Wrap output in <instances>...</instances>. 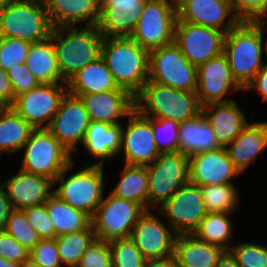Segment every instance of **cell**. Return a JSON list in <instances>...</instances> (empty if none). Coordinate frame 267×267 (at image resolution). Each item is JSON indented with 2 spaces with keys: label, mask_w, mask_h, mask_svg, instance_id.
<instances>
[{
  "label": "cell",
  "mask_w": 267,
  "mask_h": 267,
  "mask_svg": "<svg viewBox=\"0 0 267 267\" xmlns=\"http://www.w3.org/2000/svg\"><path fill=\"white\" fill-rule=\"evenodd\" d=\"M121 177L110 191L116 197L141 204L147 210L148 171L145 165L124 164Z\"/></svg>",
  "instance_id": "obj_34"
},
{
  "label": "cell",
  "mask_w": 267,
  "mask_h": 267,
  "mask_svg": "<svg viewBox=\"0 0 267 267\" xmlns=\"http://www.w3.org/2000/svg\"><path fill=\"white\" fill-rule=\"evenodd\" d=\"M67 92V83H40L16 96L11 107L34 129L48 128Z\"/></svg>",
  "instance_id": "obj_12"
},
{
  "label": "cell",
  "mask_w": 267,
  "mask_h": 267,
  "mask_svg": "<svg viewBox=\"0 0 267 267\" xmlns=\"http://www.w3.org/2000/svg\"><path fill=\"white\" fill-rule=\"evenodd\" d=\"M266 21H241L226 33L224 53L233 77L243 89L267 63V60L263 59V54L267 53L264 39V32L267 31Z\"/></svg>",
  "instance_id": "obj_1"
},
{
  "label": "cell",
  "mask_w": 267,
  "mask_h": 267,
  "mask_svg": "<svg viewBox=\"0 0 267 267\" xmlns=\"http://www.w3.org/2000/svg\"><path fill=\"white\" fill-rule=\"evenodd\" d=\"M4 230L29 250L41 240L22 210H12Z\"/></svg>",
  "instance_id": "obj_41"
},
{
  "label": "cell",
  "mask_w": 267,
  "mask_h": 267,
  "mask_svg": "<svg viewBox=\"0 0 267 267\" xmlns=\"http://www.w3.org/2000/svg\"><path fill=\"white\" fill-rule=\"evenodd\" d=\"M135 109L143 116L167 118L178 122L201 113L195 91H185L147 80L134 97Z\"/></svg>",
  "instance_id": "obj_4"
},
{
  "label": "cell",
  "mask_w": 267,
  "mask_h": 267,
  "mask_svg": "<svg viewBox=\"0 0 267 267\" xmlns=\"http://www.w3.org/2000/svg\"><path fill=\"white\" fill-rule=\"evenodd\" d=\"M148 80L175 89L196 91L197 67L185 58L173 42L149 51Z\"/></svg>",
  "instance_id": "obj_11"
},
{
  "label": "cell",
  "mask_w": 267,
  "mask_h": 267,
  "mask_svg": "<svg viewBox=\"0 0 267 267\" xmlns=\"http://www.w3.org/2000/svg\"><path fill=\"white\" fill-rule=\"evenodd\" d=\"M0 267H21V264L15 261H10L0 256Z\"/></svg>",
  "instance_id": "obj_54"
},
{
  "label": "cell",
  "mask_w": 267,
  "mask_h": 267,
  "mask_svg": "<svg viewBox=\"0 0 267 267\" xmlns=\"http://www.w3.org/2000/svg\"><path fill=\"white\" fill-rule=\"evenodd\" d=\"M222 146L202 113L180 123L179 151L188 156L194 153L212 151Z\"/></svg>",
  "instance_id": "obj_30"
},
{
  "label": "cell",
  "mask_w": 267,
  "mask_h": 267,
  "mask_svg": "<svg viewBox=\"0 0 267 267\" xmlns=\"http://www.w3.org/2000/svg\"><path fill=\"white\" fill-rule=\"evenodd\" d=\"M224 249L199 240L193 234H178L174 255L178 267H216Z\"/></svg>",
  "instance_id": "obj_28"
},
{
  "label": "cell",
  "mask_w": 267,
  "mask_h": 267,
  "mask_svg": "<svg viewBox=\"0 0 267 267\" xmlns=\"http://www.w3.org/2000/svg\"><path fill=\"white\" fill-rule=\"evenodd\" d=\"M74 164L70 163L58 175L54 181L53 193L92 219L105 194V166L84 164L79 170L70 174L69 171L74 169Z\"/></svg>",
  "instance_id": "obj_5"
},
{
  "label": "cell",
  "mask_w": 267,
  "mask_h": 267,
  "mask_svg": "<svg viewBox=\"0 0 267 267\" xmlns=\"http://www.w3.org/2000/svg\"><path fill=\"white\" fill-rule=\"evenodd\" d=\"M157 149L160 153L179 151L180 122L167 118L151 117Z\"/></svg>",
  "instance_id": "obj_39"
},
{
  "label": "cell",
  "mask_w": 267,
  "mask_h": 267,
  "mask_svg": "<svg viewBox=\"0 0 267 267\" xmlns=\"http://www.w3.org/2000/svg\"><path fill=\"white\" fill-rule=\"evenodd\" d=\"M33 130L12 107H0V154L20 152Z\"/></svg>",
  "instance_id": "obj_32"
},
{
  "label": "cell",
  "mask_w": 267,
  "mask_h": 267,
  "mask_svg": "<svg viewBox=\"0 0 267 267\" xmlns=\"http://www.w3.org/2000/svg\"><path fill=\"white\" fill-rule=\"evenodd\" d=\"M22 211L41 239L55 238V229L45 204L26 208Z\"/></svg>",
  "instance_id": "obj_44"
},
{
  "label": "cell",
  "mask_w": 267,
  "mask_h": 267,
  "mask_svg": "<svg viewBox=\"0 0 267 267\" xmlns=\"http://www.w3.org/2000/svg\"><path fill=\"white\" fill-rule=\"evenodd\" d=\"M101 58L118 86L135 97L149 77V51L130 37H104Z\"/></svg>",
  "instance_id": "obj_2"
},
{
  "label": "cell",
  "mask_w": 267,
  "mask_h": 267,
  "mask_svg": "<svg viewBox=\"0 0 267 267\" xmlns=\"http://www.w3.org/2000/svg\"><path fill=\"white\" fill-rule=\"evenodd\" d=\"M12 210L13 207L7 197L4 183L0 182V230L7 226Z\"/></svg>",
  "instance_id": "obj_51"
},
{
  "label": "cell",
  "mask_w": 267,
  "mask_h": 267,
  "mask_svg": "<svg viewBox=\"0 0 267 267\" xmlns=\"http://www.w3.org/2000/svg\"><path fill=\"white\" fill-rule=\"evenodd\" d=\"M176 0H147L130 38L151 51L174 42Z\"/></svg>",
  "instance_id": "obj_9"
},
{
  "label": "cell",
  "mask_w": 267,
  "mask_h": 267,
  "mask_svg": "<svg viewBox=\"0 0 267 267\" xmlns=\"http://www.w3.org/2000/svg\"><path fill=\"white\" fill-rule=\"evenodd\" d=\"M90 121L109 124H123L134 109V97L126 90H112L101 93L81 95Z\"/></svg>",
  "instance_id": "obj_23"
},
{
  "label": "cell",
  "mask_w": 267,
  "mask_h": 267,
  "mask_svg": "<svg viewBox=\"0 0 267 267\" xmlns=\"http://www.w3.org/2000/svg\"><path fill=\"white\" fill-rule=\"evenodd\" d=\"M31 43L18 38L0 37V68L7 71L12 66L26 62Z\"/></svg>",
  "instance_id": "obj_42"
},
{
  "label": "cell",
  "mask_w": 267,
  "mask_h": 267,
  "mask_svg": "<svg viewBox=\"0 0 267 267\" xmlns=\"http://www.w3.org/2000/svg\"><path fill=\"white\" fill-rule=\"evenodd\" d=\"M189 159V182L198 185L236 184L233 179L241 173L230 160L225 147L194 153Z\"/></svg>",
  "instance_id": "obj_20"
},
{
  "label": "cell",
  "mask_w": 267,
  "mask_h": 267,
  "mask_svg": "<svg viewBox=\"0 0 267 267\" xmlns=\"http://www.w3.org/2000/svg\"><path fill=\"white\" fill-rule=\"evenodd\" d=\"M147 166V210L159 208L183 185L189 182L188 155L178 152L160 153Z\"/></svg>",
  "instance_id": "obj_8"
},
{
  "label": "cell",
  "mask_w": 267,
  "mask_h": 267,
  "mask_svg": "<svg viewBox=\"0 0 267 267\" xmlns=\"http://www.w3.org/2000/svg\"><path fill=\"white\" fill-rule=\"evenodd\" d=\"M201 113L222 147L231 143L249 123L236 100L205 104Z\"/></svg>",
  "instance_id": "obj_24"
},
{
  "label": "cell",
  "mask_w": 267,
  "mask_h": 267,
  "mask_svg": "<svg viewBox=\"0 0 267 267\" xmlns=\"http://www.w3.org/2000/svg\"><path fill=\"white\" fill-rule=\"evenodd\" d=\"M52 29L43 0H12L0 9V37L38 43Z\"/></svg>",
  "instance_id": "obj_6"
},
{
  "label": "cell",
  "mask_w": 267,
  "mask_h": 267,
  "mask_svg": "<svg viewBox=\"0 0 267 267\" xmlns=\"http://www.w3.org/2000/svg\"><path fill=\"white\" fill-rule=\"evenodd\" d=\"M255 90L259 92L262 102H267V63L256 73L243 91Z\"/></svg>",
  "instance_id": "obj_49"
},
{
  "label": "cell",
  "mask_w": 267,
  "mask_h": 267,
  "mask_svg": "<svg viewBox=\"0 0 267 267\" xmlns=\"http://www.w3.org/2000/svg\"><path fill=\"white\" fill-rule=\"evenodd\" d=\"M40 83H66L59 71L53 40L31 43L25 62Z\"/></svg>",
  "instance_id": "obj_31"
},
{
  "label": "cell",
  "mask_w": 267,
  "mask_h": 267,
  "mask_svg": "<svg viewBox=\"0 0 267 267\" xmlns=\"http://www.w3.org/2000/svg\"><path fill=\"white\" fill-rule=\"evenodd\" d=\"M12 0H0V9L5 7Z\"/></svg>",
  "instance_id": "obj_56"
},
{
  "label": "cell",
  "mask_w": 267,
  "mask_h": 267,
  "mask_svg": "<svg viewBox=\"0 0 267 267\" xmlns=\"http://www.w3.org/2000/svg\"><path fill=\"white\" fill-rule=\"evenodd\" d=\"M177 21L216 28L228 33L241 20L231 0H176Z\"/></svg>",
  "instance_id": "obj_19"
},
{
  "label": "cell",
  "mask_w": 267,
  "mask_h": 267,
  "mask_svg": "<svg viewBox=\"0 0 267 267\" xmlns=\"http://www.w3.org/2000/svg\"><path fill=\"white\" fill-rule=\"evenodd\" d=\"M225 148L235 168L244 173L267 149V121L248 123Z\"/></svg>",
  "instance_id": "obj_27"
},
{
  "label": "cell",
  "mask_w": 267,
  "mask_h": 267,
  "mask_svg": "<svg viewBox=\"0 0 267 267\" xmlns=\"http://www.w3.org/2000/svg\"><path fill=\"white\" fill-rule=\"evenodd\" d=\"M167 224L163 222L161 214L156 215L150 209L146 210L132 229L130 239L148 261H166L173 258L178 234Z\"/></svg>",
  "instance_id": "obj_13"
},
{
  "label": "cell",
  "mask_w": 267,
  "mask_h": 267,
  "mask_svg": "<svg viewBox=\"0 0 267 267\" xmlns=\"http://www.w3.org/2000/svg\"><path fill=\"white\" fill-rule=\"evenodd\" d=\"M0 256L22 264L30 257V250L21 245L4 229L0 230Z\"/></svg>",
  "instance_id": "obj_48"
},
{
  "label": "cell",
  "mask_w": 267,
  "mask_h": 267,
  "mask_svg": "<svg viewBox=\"0 0 267 267\" xmlns=\"http://www.w3.org/2000/svg\"><path fill=\"white\" fill-rule=\"evenodd\" d=\"M266 51H267V38H266ZM265 56H267V53H266V55Z\"/></svg>",
  "instance_id": "obj_57"
},
{
  "label": "cell",
  "mask_w": 267,
  "mask_h": 267,
  "mask_svg": "<svg viewBox=\"0 0 267 267\" xmlns=\"http://www.w3.org/2000/svg\"><path fill=\"white\" fill-rule=\"evenodd\" d=\"M66 83L68 93L77 97L112 90H124L118 86L114 76L101 57L88 63Z\"/></svg>",
  "instance_id": "obj_29"
},
{
  "label": "cell",
  "mask_w": 267,
  "mask_h": 267,
  "mask_svg": "<svg viewBox=\"0 0 267 267\" xmlns=\"http://www.w3.org/2000/svg\"><path fill=\"white\" fill-rule=\"evenodd\" d=\"M109 243L113 267H146L148 260L130 238L116 239Z\"/></svg>",
  "instance_id": "obj_38"
},
{
  "label": "cell",
  "mask_w": 267,
  "mask_h": 267,
  "mask_svg": "<svg viewBox=\"0 0 267 267\" xmlns=\"http://www.w3.org/2000/svg\"><path fill=\"white\" fill-rule=\"evenodd\" d=\"M44 204L55 229V238L87 230L92 225L91 218L87 214L73 208L54 193Z\"/></svg>",
  "instance_id": "obj_33"
},
{
  "label": "cell",
  "mask_w": 267,
  "mask_h": 267,
  "mask_svg": "<svg viewBox=\"0 0 267 267\" xmlns=\"http://www.w3.org/2000/svg\"><path fill=\"white\" fill-rule=\"evenodd\" d=\"M241 21L260 22L267 19V0H231Z\"/></svg>",
  "instance_id": "obj_46"
},
{
  "label": "cell",
  "mask_w": 267,
  "mask_h": 267,
  "mask_svg": "<svg viewBox=\"0 0 267 267\" xmlns=\"http://www.w3.org/2000/svg\"><path fill=\"white\" fill-rule=\"evenodd\" d=\"M62 79L67 82L88 63L101 57L104 39L96 25L56 27L50 34Z\"/></svg>",
  "instance_id": "obj_3"
},
{
  "label": "cell",
  "mask_w": 267,
  "mask_h": 267,
  "mask_svg": "<svg viewBox=\"0 0 267 267\" xmlns=\"http://www.w3.org/2000/svg\"><path fill=\"white\" fill-rule=\"evenodd\" d=\"M76 267H113L109 243L96 237L89 243Z\"/></svg>",
  "instance_id": "obj_43"
},
{
  "label": "cell",
  "mask_w": 267,
  "mask_h": 267,
  "mask_svg": "<svg viewBox=\"0 0 267 267\" xmlns=\"http://www.w3.org/2000/svg\"><path fill=\"white\" fill-rule=\"evenodd\" d=\"M147 0H100L97 28L104 37H130Z\"/></svg>",
  "instance_id": "obj_21"
},
{
  "label": "cell",
  "mask_w": 267,
  "mask_h": 267,
  "mask_svg": "<svg viewBox=\"0 0 267 267\" xmlns=\"http://www.w3.org/2000/svg\"><path fill=\"white\" fill-rule=\"evenodd\" d=\"M146 267H177V264L172 258L166 261H149Z\"/></svg>",
  "instance_id": "obj_53"
},
{
  "label": "cell",
  "mask_w": 267,
  "mask_h": 267,
  "mask_svg": "<svg viewBox=\"0 0 267 267\" xmlns=\"http://www.w3.org/2000/svg\"><path fill=\"white\" fill-rule=\"evenodd\" d=\"M146 209L138 203L114 196L110 192L97 207L91 223L97 238L104 242L130 238L132 229Z\"/></svg>",
  "instance_id": "obj_10"
},
{
  "label": "cell",
  "mask_w": 267,
  "mask_h": 267,
  "mask_svg": "<svg viewBox=\"0 0 267 267\" xmlns=\"http://www.w3.org/2000/svg\"><path fill=\"white\" fill-rule=\"evenodd\" d=\"M95 238L92 225L87 230L57 236L56 244L63 267H76L85 249Z\"/></svg>",
  "instance_id": "obj_37"
},
{
  "label": "cell",
  "mask_w": 267,
  "mask_h": 267,
  "mask_svg": "<svg viewBox=\"0 0 267 267\" xmlns=\"http://www.w3.org/2000/svg\"><path fill=\"white\" fill-rule=\"evenodd\" d=\"M232 214L235 213H207L192 234L199 240L228 251L233 244L231 240L235 229L231 222Z\"/></svg>",
  "instance_id": "obj_35"
},
{
  "label": "cell",
  "mask_w": 267,
  "mask_h": 267,
  "mask_svg": "<svg viewBox=\"0 0 267 267\" xmlns=\"http://www.w3.org/2000/svg\"><path fill=\"white\" fill-rule=\"evenodd\" d=\"M226 32L184 21H176L174 43L194 66L224 52Z\"/></svg>",
  "instance_id": "obj_15"
},
{
  "label": "cell",
  "mask_w": 267,
  "mask_h": 267,
  "mask_svg": "<svg viewBox=\"0 0 267 267\" xmlns=\"http://www.w3.org/2000/svg\"><path fill=\"white\" fill-rule=\"evenodd\" d=\"M126 119L127 125L122 124L120 149V153H123V164H151L160 154L154 139L151 117L143 116L134 109Z\"/></svg>",
  "instance_id": "obj_17"
},
{
  "label": "cell",
  "mask_w": 267,
  "mask_h": 267,
  "mask_svg": "<svg viewBox=\"0 0 267 267\" xmlns=\"http://www.w3.org/2000/svg\"><path fill=\"white\" fill-rule=\"evenodd\" d=\"M15 100L13 86L7 74L0 68V107H11Z\"/></svg>",
  "instance_id": "obj_50"
},
{
  "label": "cell",
  "mask_w": 267,
  "mask_h": 267,
  "mask_svg": "<svg viewBox=\"0 0 267 267\" xmlns=\"http://www.w3.org/2000/svg\"><path fill=\"white\" fill-rule=\"evenodd\" d=\"M242 91L243 88L233 77L225 53L209 59L197 67L196 95L201 106L208 103L229 102L231 94ZM226 97V98H225Z\"/></svg>",
  "instance_id": "obj_16"
},
{
  "label": "cell",
  "mask_w": 267,
  "mask_h": 267,
  "mask_svg": "<svg viewBox=\"0 0 267 267\" xmlns=\"http://www.w3.org/2000/svg\"><path fill=\"white\" fill-rule=\"evenodd\" d=\"M236 184L201 186L206 213H235L239 209L240 191Z\"/></svg>",
  "instance_id": "obj_36"
},
{
  "label": "cell",
  "mask_w": 267,
  "mask_h": 267,
  "mask_svg": "<svg viewBox=\"0 0 267 267\" xmlns=\"http://www.w3.org/2000/svg\"><path fill=\"white\" fill-rule=\"evenodd\" d=\"M121 140L122 124L90 121L81 147L83 146L84 154L86 152L91 159L96 160L94 163L91 162V165L104 166L105 161L120 155Z\"/></svg>",
  "instance_id": "obj_26"
},
{
  "label": "cell",
  "mask_w": 267,
  "mask_h": 267,
  "mask_svg": "<svg viewBox=\"0 0 267 267\" xmlns=\"http://www.w3.org/2000/svg\"><path fill=\"white\" fill-rule=\"evenodd\" d=\"M216 267H239L235 258L229 251H225L220 257Z\"/></svg>",
  "instance_id": "obj_52"
},
{
  "label": "cell",
  "mask_w": 267,
  "mask_h": 267,
  "mask_svg": "<svg viewBox=\"0 0 267 267\" xmlns=\"http://www.w3.org/2000/svg\"><path fill=\"white\" fill-rule=\"evenodd\" d=\"M43 1L52 28L97 25L99 20L100 0Z\"/></svg>",
  "instance_id": "obj_25"
},
{
  "label": "cell",
  "mask_w": 267,
  "mask_h": 267,
  "mask_svg": "<svg viewBox=\"0 0 267 267\" xmlns=\"http://www.w3.org/2000/svg\"><path fill=\"white\" fill-rule=\"evenodd\" d=\"M3 183L10 204L16 210L42 205L54 191L52 179L21 169Z\"/></svg>",
  "instance_id": "obj_22"
},
{
  "label": "cell",
  "mask_w": 267,
  "mask_h": 267,
  "mask_svg": "<svg viewBox=\"0 0 267 267\" xmlns=\"http://www.w3.org/2000/svg\"><path fill=\"white\" fill-rule=\"evenodd\" d=\"M21 267H42V266H40L38 263H36L33 259L29 257L21 264Z\"/></svg>",
  "instance_id": "obj_55"
},
{
  "label": "cell",
  "mask_w": 267,
  "mask_h": 267,
  "mask_svg": "<svg viewBox=\"0 0 267 267\" xmlns=\"http://www.w3.org/2000/svg\"><path fill=\"white\" fill-rule=\"evenodd\" d=\"M30 258L42 267H63L56 238L41 239L31 250Z\"/></svg>",
  "instance_id": "obj_45"
},
{
  "label": "cell",
  "mask_w": 267,
  "mask_h": 267,
  "mask_svg": "<svg viewBox=\"0 0 267 267\" xmlns=\"http://www.w3.org/2000/svg\"><path fill=\"white\" fill-rule=\"evenodd\" d=\"M90 124L89 115L80 97L66 93L59 110L47 128L70 153H76Z\"/></svg>",
  "instance_id": "obj_18"
},
{
  "label": "cell",
  "mask_w": 267,
  "mask_h": 267,
  "mask_svg": "<svg viewBox=\"0 0 267 267\" xmlns=\"http://www.w3.org/2000/svg\"><path fill=\"white\" fill-rule=\"evenodd\" d=\"M239 267H267V246L253 242H239L228 250Z\"/></svg>",
  "instance_id": "obj_40"
},
{
  "label": "cell",
  "mask_w": 267,
  "mask_h": 267,
  "mask_svg": "<svg viewBox=\"0 0 267 267\" xmlns=\"http://www.w3.org/2000/svg\"><path fill=\"white\" fill-rule=\"evenodd\" d=\"M7 74L13 86L14 97L28 92L40 84L25 63L12 66L7 70Z\"/></svg>",
  "instance_id": "obj_47"
},
{
  "label": "cell",
  "mask_w": 267,
  "mask_h": 267,
  "mask_svg": "<svg viewBox=\"0 0 267 267\" xmlns=\"http://www.w3.org/2000/svg\"><path fill=\"white\" fill-rule=\"evenodd\" d=\"M21 170L49 177L53 181L74 160L47 128L34 129L21 151Z\"/></svg>",
  "instance_id": "obj_7"
},
{
  "label": "cell",
  "mask_w": 267,
  "mask_h": 267,
  "mask_svg": "<svg viewBox=\"0 0 267 267\" xmlns=\"http://www.w3.org/2000/svg\"><path fill=\"white\" fill-rule=\"evenodd\" d=\"M157 209L177 234H192L207 214L200 186L191 182L181 186Z\"/></svg>",
  "instance_id": "obj_14"
}]
</instances>
